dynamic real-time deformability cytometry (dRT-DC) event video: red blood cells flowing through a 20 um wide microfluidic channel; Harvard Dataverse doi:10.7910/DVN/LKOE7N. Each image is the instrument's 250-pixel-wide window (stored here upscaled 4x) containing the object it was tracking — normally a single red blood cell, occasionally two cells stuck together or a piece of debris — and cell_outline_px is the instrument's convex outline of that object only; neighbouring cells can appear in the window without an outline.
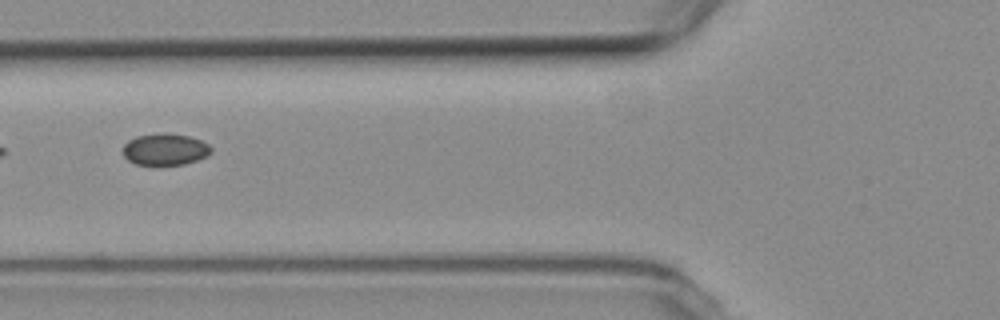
{"species": "common noctule bat (a hibernating species)", "species_latin": "Nyctalus noctula", "temperature_condition": "room temperature", "stored_images_in_passage": 15, "segment_of_instrument_passage": [2, 2], "camera_frame_rate_fps": 3000, "um_per_image_px": 0.085, "animal": {"sex": "female", "body_mass_g": 19.3, "forearm_length_mm": 54.1}, "frame": {"image": 1, "passage_image": 6, "time_ms": 6.667, "image_size_px": [1000, 320], "cell_outline_px": [[212, 152], [208, 156], [184, 164], [156, 168], [152, 168], [136, 164], [128, 160], [124, 156], [124, 144], [128, 140], [136, 136], [164, 132], [188, 136], [200, 140], [208, 144], [212, 148]], "centroid_in_image_um": [14.02, 12.74], "position_along_channel_um": 111.8, "area_um2": 16.94}}
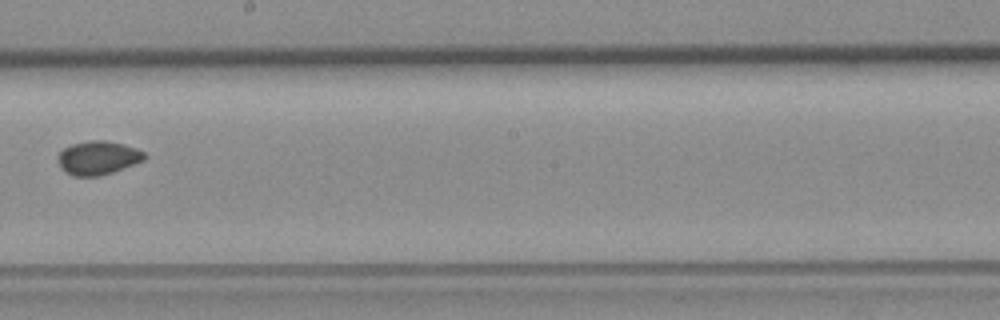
{"frame": {"image": 2, "passage_image": 9, "time_ms": 10.333, "image_size_px": [1000, 320], "cell_outline_px": [[148, 156], [144, 160], [112, 172], [100, 176], [72, 176], [64, 172], [60, 168], [60, 152], [64, 148], [72, 144], [92, 140], [104, 140], [124, 144], [136, 148], [144, 152]], "centroid_in_image_um": [8.35, 13.42], "position_along_channel_um": 239.9, "area_um2": 16.88}}
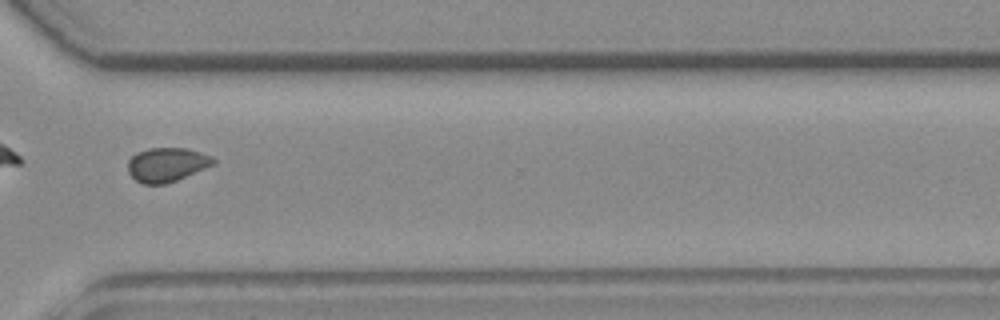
{"frame": {"image": 3, "passage_image": 12, "time_ms": 13.667, "image_size_px": [1000, 320], "cell_outline_px": [[216, 164], [176, 180], [164, 184], [144, 184], [136, 180], [128, 172], [128, 160], [136, 152], [148, 148], [188, 148], [212, 156], [216, 160]], "centroid_in_image_um": [14.19, 13.98], "position_along_channel_um": 356.4, "area_um2": 17.05}}